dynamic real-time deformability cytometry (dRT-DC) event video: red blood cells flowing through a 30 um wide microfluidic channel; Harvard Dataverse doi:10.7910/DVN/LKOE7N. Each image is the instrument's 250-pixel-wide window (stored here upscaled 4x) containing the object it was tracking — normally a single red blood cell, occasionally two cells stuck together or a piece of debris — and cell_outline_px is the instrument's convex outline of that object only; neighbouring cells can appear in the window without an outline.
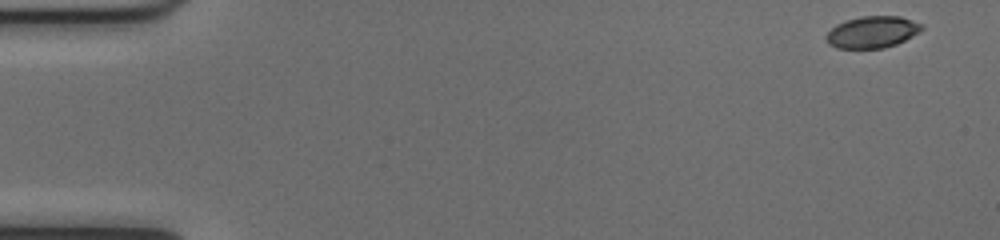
{"species": "common noctule bat (a hibernating species)", "species_latin": "Nyctalus noctula", "temperature_condition": "cold", "stored_images_in_passage": 51, "camera_frame_rate_fps": 3000, "um_per_image_px": 0.085, "animal": {"sex": "female", "body_mass_g": 17.0, "forearm_length_mm": 48.0}, "frame": {"image": 1, "passage_image": 1, "time_ms": 0.0, "image_size_px": [1000, 240], "cell_outline_px": [[924, 28], [920, 32], [896, 44], [884, 48], [836, 48], [828, 44], [824, 40], [824, 36], [836, 24], [844, 20], [860, 16], [900, 16], [924, 24]], "centroid_in_image_um": [74.12, 2.72], "position_along_channel_um": 10.9, "area_um2": 17.92}}
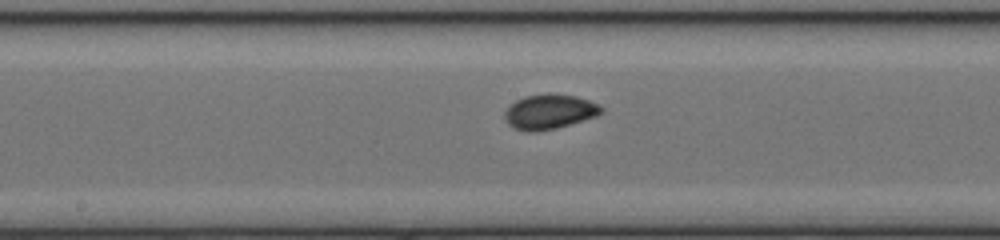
{"frame": {"image": 2, "passage_image": 26, "time_ms": 8.333, "image_size_px": [1000, 240], "cell_outline_px": [[604, 112], [596, 116], [556, 128], [536, 132], [532, 132], [516, 128], [508, 124], [504, 116], [504, 112], [516, 100], [524, 96], [548, 92], [576, 96], [600, 104], [604, 108]], "centroid_in_image_um": [46.73, 9.47], "position_along_channel_um": 201.5, "area_um2": 19.65}}
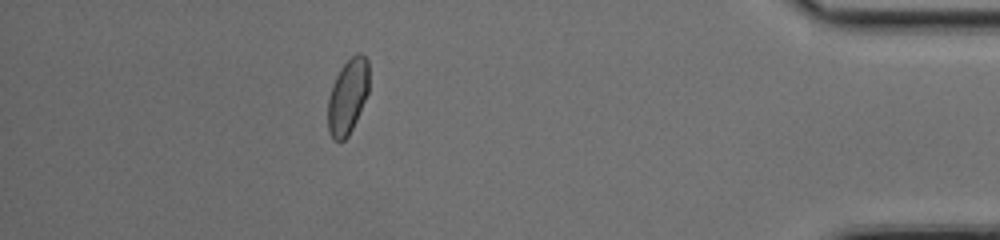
{"frame": {"image": 3, "passage_image": 45, "time_ms": 14.667, "image_size_px": [1000, 240], "cell_outline_px": [[368, 92], [356, 120], [348, 136], [344, 140], [332, 140], [328, 132], [328, 96], [332, 84], [340, 68], [356, 52], [360, 52], [368, 60]], "centroid_in_image_um": [29.54, 8.19], "position_along_channel_um": 405.7, "area_um2": 17.98}}